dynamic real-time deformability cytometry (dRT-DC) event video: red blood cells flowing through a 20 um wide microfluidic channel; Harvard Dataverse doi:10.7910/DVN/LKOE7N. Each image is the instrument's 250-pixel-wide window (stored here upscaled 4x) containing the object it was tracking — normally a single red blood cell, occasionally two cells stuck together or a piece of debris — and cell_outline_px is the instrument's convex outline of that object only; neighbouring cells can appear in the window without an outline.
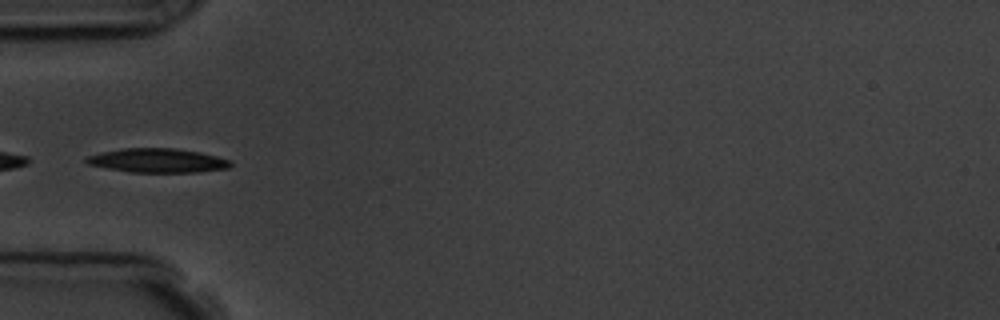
{"species": "common noctule bat (a hibernating species)", "species_latin": "Nyctalus noctula", "temperature_condition": "room temperature", "stored_images_in_passage": 6, "camera_frame_rate_fps": 3000, "um_per_image_px": 0.085, "animal": {"sex": "male", "body_mass_g": 19.5, "forearm_length_mm": 54.6}, "frame": {"image": 1, "passage_image": 6, "time_ms": 5.667, "image_size_px": [1000, 320], "cell_outline_px": [[232, 164], [228, 168], [196, 172], [132, 172], [108, 168], [88, 164], [84, 160], [84, 156], [124, 148], [172, 148], [200, 152], [216, 156], [228, 160]], "centroid_in_image_um": [13.37, 13.64], "position_along_channel_um": 71.6, "area_um2": 20.0}}